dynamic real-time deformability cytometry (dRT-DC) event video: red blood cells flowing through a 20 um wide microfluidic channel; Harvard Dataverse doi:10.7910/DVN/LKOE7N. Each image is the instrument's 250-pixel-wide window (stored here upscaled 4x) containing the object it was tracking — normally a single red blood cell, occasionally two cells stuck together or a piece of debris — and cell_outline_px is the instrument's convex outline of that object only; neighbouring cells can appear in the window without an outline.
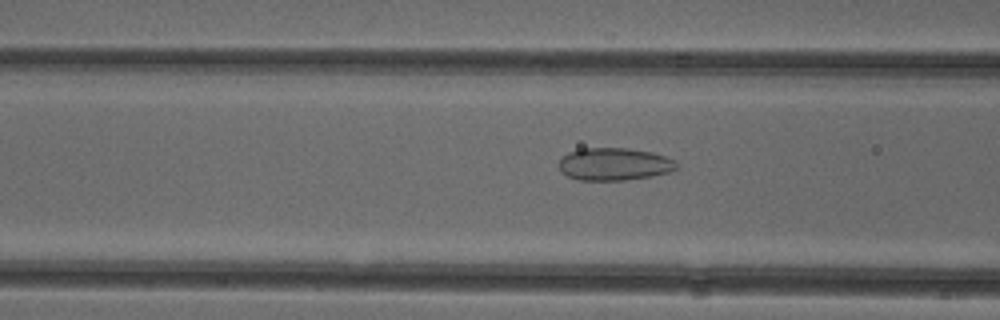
{"species": "common noctule bat (a hibernating species)", "species_latin": "Nyctalus noctula", "temperature_condition": "cold", "stored_images_in_passage": 52, "camera_frame_rate_fps": 3000, "um_per_image_px": 0.085, "animal": {"sex": "female"}, "frame": {"image": 1, "passage_image": 20, "time_ms": 6.333, "image_size_px": [1000, 320], "cell_outline_px": [[676, 168], [668, 172], [652, 176], [624, 180], [580, 180], [568, 176], [560, 172], [556, 164], [568, 152], [580, 148], [628, 148], [652, 152], [664, 156], [672, 160], [676, 164]], "centroid_in_image_um": [52.14, 13.95], "position_along_channel_um": 114.5, "area_um2": 22.31}}
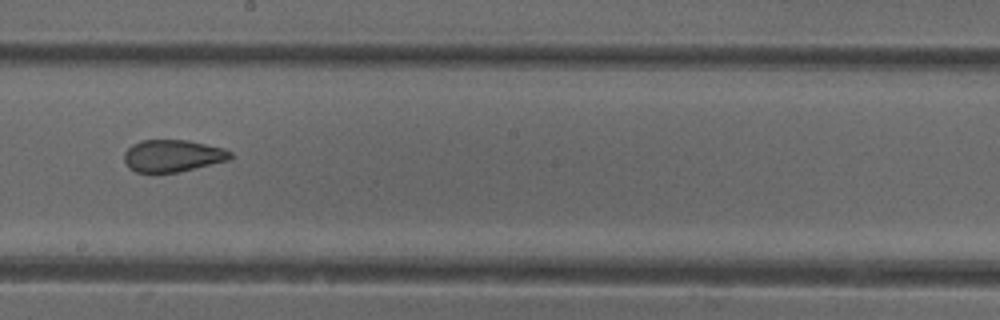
{"frame": {"image": 2, "passage_image": 29, "time_ms": 9.333, "image_size_px": [1000, 320], "cell_outline_px": [[232, 156], [228, 160], [180, 172], [136, 172], [128, 168], [124, 160], [124, 152], [132, 144], [140, 140], [188, 140], [224, 148], [232, 152]], "centroid_in_image_um": [14.66, 13.24], "position_along_channel_um": 233.5, "area_um2": 19.94}}
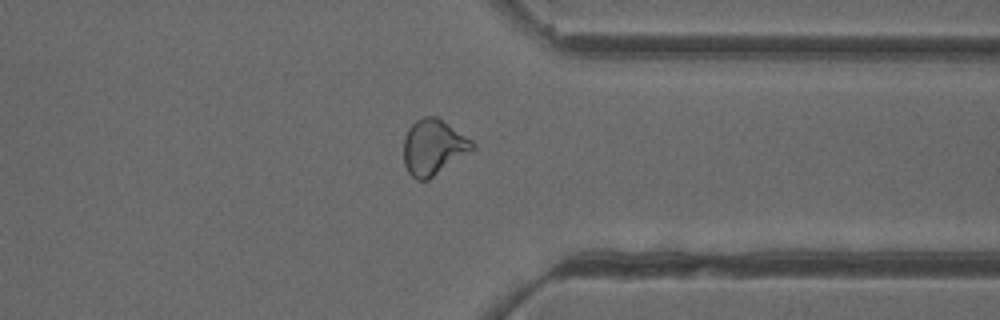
{"frame": {"image": 3, "passage_image": 40, "time_ms": 13.0, "image_size_px": [1000, 320], "cell_outline_px": [[476, 148], [472, 152], [428, 180], [416, 180], [408, 172], [404, 164], [404, 136], [408, 128], [416, 120], [424, 116], [436, 116], [472, 140], [476, 144]], "centroid_in_image_um": [36.85, 12.52], "position_along_channel_um": 374.5, "area_um2": 22.48}, "authors_computed_cell_mechanics": {"area_um2": 23.0044, "velocity_mm_per_s": 3.9591, "shape_relaxation_time_tau1_ms": null, "shape_relaxation_time_tau2_ms": 1.8139, "deformation_change_tau1": null, "deformation_change_tau2": 0.0867}}